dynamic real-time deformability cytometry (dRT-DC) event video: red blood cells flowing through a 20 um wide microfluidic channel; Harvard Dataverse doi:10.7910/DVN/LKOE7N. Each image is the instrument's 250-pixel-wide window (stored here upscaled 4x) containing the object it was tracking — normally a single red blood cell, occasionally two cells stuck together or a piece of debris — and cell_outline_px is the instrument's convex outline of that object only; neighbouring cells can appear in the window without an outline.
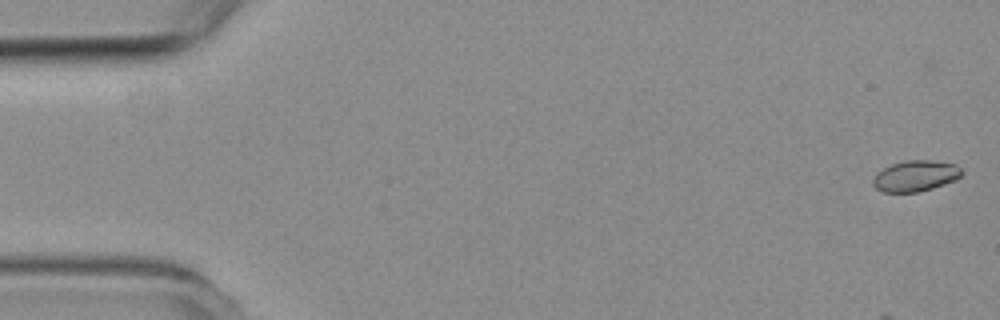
{"species": "common noctule bat (a hibernating species)", "species_latin": "Nyctalus noctula", "temperature_condition": "room temperature", "stored_images_in_passage": 6, "camera_frame_rate_fps": 3000, "um_per_image_px": 0.085, "animal": {"sex": "female", "body_mass_g": 19.3, "forearm_length_mm": 54.1}, "frame": {"image": 1, "passage_image": 1, "time_ms": 0.0, "image_size_px": [1000, 320], "cell_outline_px": [[964, 172], [956, 180], [932, 188], [916, 192], [884, 192], [876, 188], [872, 184], [872, 180], [884, 168], [892, 164], [908, 160], [928, 160], [956, 164]], "centroid_in_image_um": [77.85, 14.95], "position_along_channel_um": 7.2, "area_um2": 15.78}}